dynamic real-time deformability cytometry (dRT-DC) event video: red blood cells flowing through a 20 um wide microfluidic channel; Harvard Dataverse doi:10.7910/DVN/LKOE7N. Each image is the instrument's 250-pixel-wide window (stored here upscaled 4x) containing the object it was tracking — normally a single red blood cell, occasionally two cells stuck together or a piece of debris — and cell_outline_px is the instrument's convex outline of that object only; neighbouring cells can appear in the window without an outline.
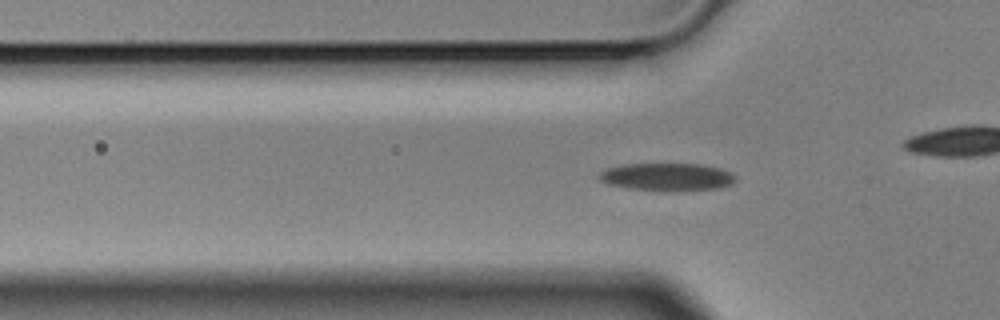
{"species": "Egyptian fruit bat (a non-hibernating species)", "species_latin": "Rousettus aegyptiacus", "temperature_condition": "cold", "stored_images_in_passage": 49, "camera_frame_rate_fps": 3000, "um_per_image_px": 0.085, "animal": {"sex": "male"}, "frame": {"image": 1, "passage_image": 9, "time_ms": 2.667, "image_size_px": [1000, 320], "cell_outline_px": [[736, 180], [732, 184], [720, 188], [676, 192], [672, 192], [628, 188], [608, 184], [600, 180], [596, 176], [600, 172], [608, 168], [624, 164], [700, 164], [720, 168], [736, 176]], "centroid_in_image_um": [56.71, 15.05], "position_along_channel_um": 69.1, "area_um2": 22.31}}
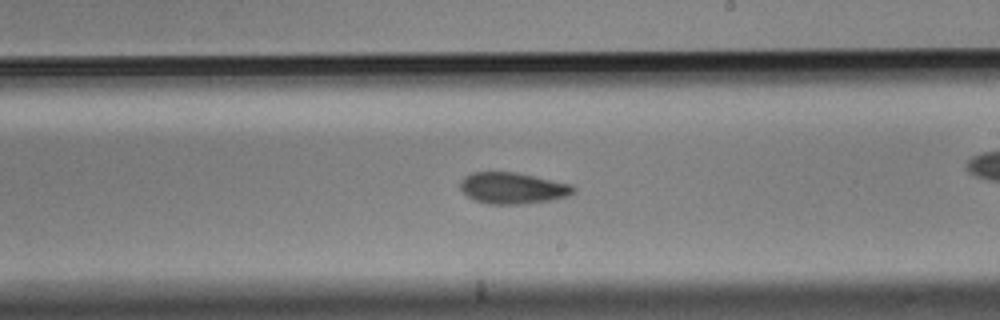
{"frame": {"image": 2, "passage_image": 24, "time_ms": 7.667, "image_size_px": [1000, 320], "cell_outline_px": [[576, 192], [568, 196], [552, 200], [524, 204], [488, 204], [476, 200], [468, 196], [460, 188], [460, 180], [464, 176], [472, 172], [516, 172], [572, 184], [576, 188]], "centroid_in_image_um": [43.61, 15.99], "position_along_channel_um": 245.4, "area_um2": 20.81}}
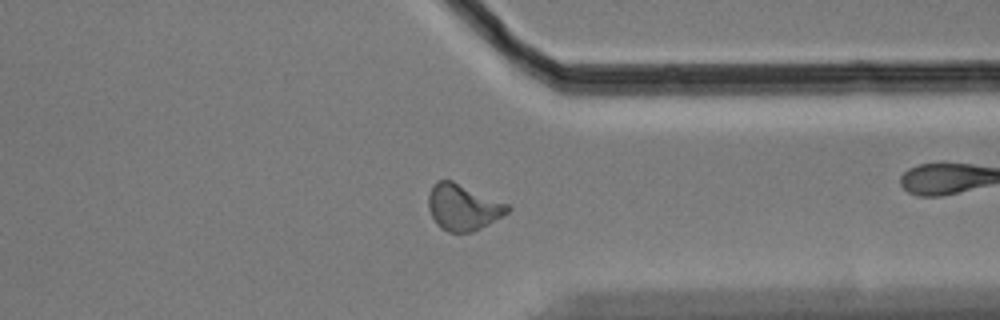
{"frame": {"image": 3, "passage_image": 35, "time_ms": 11.333, "image_size_px": [1000, 320], "cell_outline_px": [[512, 208], [508, 212], [488, 224], [472, 232], [448, 232], [440, 228], [436, 224], [428, 208], [428, 196], [432, 184], [436, 180], [452, 180], [508, 204]], "centroid_in_image_um": [39.32, 17.6], "position_along_channel_um": 372.1, "area_um2": 21.27}, "authors_computed_cell_mechanics": {"area_um2": 20.808, "velocity_mm_per_s": 3.5261, "shape_relaxation_time_tau1_ms": 7.5587, "shape_relaxation_time_tau2_ms": 4.0556, "deformation_change_tau1": 0.1683, "deformation_change_tau2": 0.0977}}